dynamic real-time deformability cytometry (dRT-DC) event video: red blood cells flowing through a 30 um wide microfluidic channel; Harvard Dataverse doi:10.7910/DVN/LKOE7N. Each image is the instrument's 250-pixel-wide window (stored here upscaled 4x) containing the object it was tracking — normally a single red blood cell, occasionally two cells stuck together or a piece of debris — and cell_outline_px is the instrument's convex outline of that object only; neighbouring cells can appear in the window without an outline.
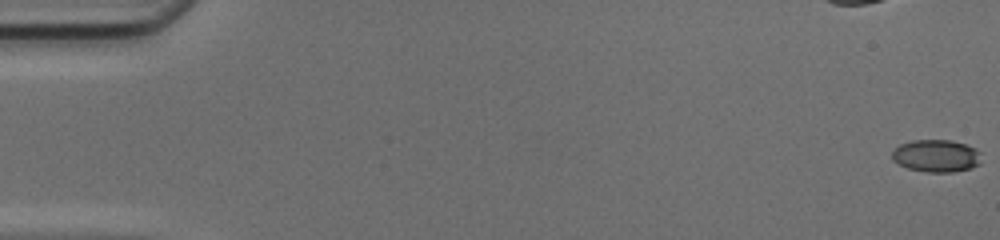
{"species": "common noctule bat (a hibernating species)", "species_latin": "Nyctalus noctula", "temperature_condition": "cold", "stored_images_in_passage": 51, "camera_frame_rate_fps": 3000, "um_per_image_px": 0.085, "animal": {"sex": "female", "body_mass_g": 17.0, "forearm_length_mm": 48.0}, "frame": {"image": 1, "passage_image": 1, "time_ms": 0.0, "image_size_px": [1000, 240], "cell_outline_px": [[980, 164], [972, 168], [952, 172], [928, 172], [908, 168], [892, 160], [892, 152], [900, 144], [912, 140], [952, 140], [976, 148], [980, 152]], "centroid_in_image_um": [79.6, 13.24], "position_along_channel_um": 5.4, "area_um2": 16.88}}
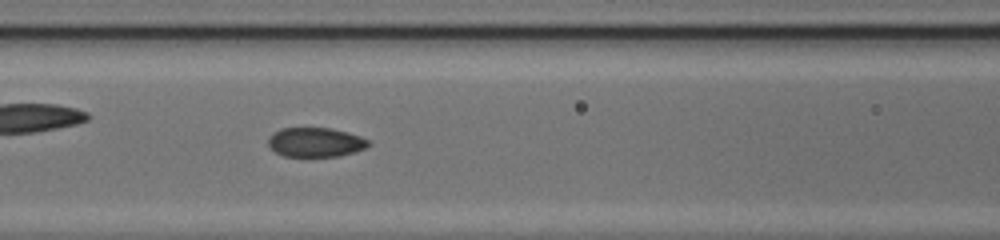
{"frame": {"image": 2, "passage_image": 23, "time_ms": 7.333, "image_size_px": [1000, 240], "cell_outline_px": [[372, 144], [368, 148], [356, 152], [340, 156], [308, 160], [284, 156], [276, 152], [268, 144], [268, 136], [272, 132], [280, 128], [332, 128], [348, 132], [360, 136], [368, 140]], "centroid_in_image_um": [26.83, 12.14], "position_along_channel_um": 139.8, "area_um2": 18.21}}
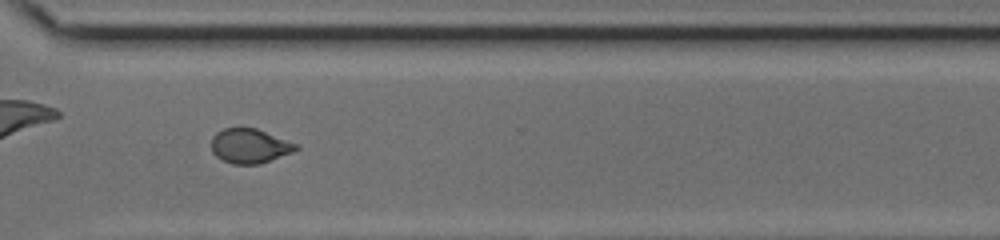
{"frame": {"image": 3, "passage_image": 38, "time_ms": 12.333, "image_size_px": [1000, 240], "cell_outline_px": [[300, 148], [292, 152], [260, 164], [232, 164], [216, 156], [212, 152], [212, 136], [216, 132], [224, 128], [256, 128], [296, 144]], "centroid_in_image_um": [21.2, 12.41], "position_along_channel_um": 349.4, "area_um2": 16.82}, "authors_computed_cell_mechanics": {"area_um2": 17.6868, "velocity_mm_per_s": 4.2044, "shape_relaxation_time_tau1_ms": 8.616, "shape_relaxation_time_tau2_ms": 0.9607, "deformation_change_tau1": 0.207, "deformation_change_tau2": 0.0445}}